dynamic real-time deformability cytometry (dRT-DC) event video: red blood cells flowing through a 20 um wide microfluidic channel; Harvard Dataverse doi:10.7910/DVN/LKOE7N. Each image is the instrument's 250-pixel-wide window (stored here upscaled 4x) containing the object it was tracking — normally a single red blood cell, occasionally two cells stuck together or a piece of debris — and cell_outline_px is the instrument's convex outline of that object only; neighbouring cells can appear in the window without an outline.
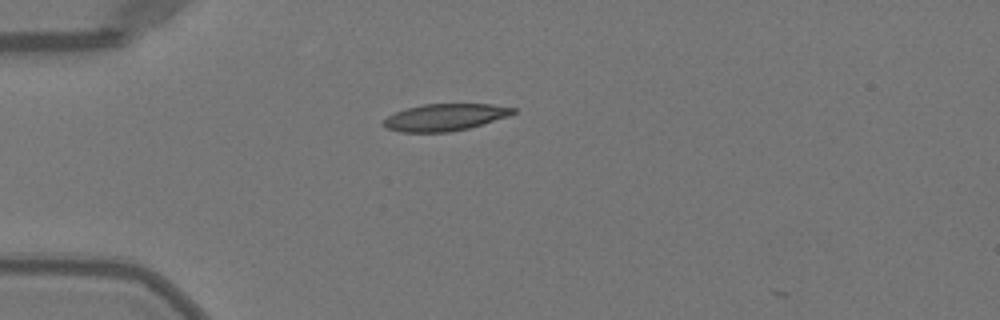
{"species": "Egyptian fruit bat (a non-hibernating species)", "species_latin": "Rousettus aegyptiacus", "temperature_condition": "warm", "stored_images_in_passage": 3, "camera_frame_rate_fps": 3000, "um_per_image_px": 0.085, "animal": {"sex": "female"}, "frame": {"image": 1, "passage_image": 1, "time_ms": 0.0, "image_size_px": [1000, 320], "cell_outline_px": [[516, 112], [508, 116], [468, 128], [448, 132], [400, 132], [384, 128], [380, 124], [388, 116], [396, 112], [408, 108], [424, 104], [492, 104], [516, 108]], "centroid_in_image_um": [37.79, 9.97], "position_along_channel_um": 47.2, "area_um2": 20.29}}